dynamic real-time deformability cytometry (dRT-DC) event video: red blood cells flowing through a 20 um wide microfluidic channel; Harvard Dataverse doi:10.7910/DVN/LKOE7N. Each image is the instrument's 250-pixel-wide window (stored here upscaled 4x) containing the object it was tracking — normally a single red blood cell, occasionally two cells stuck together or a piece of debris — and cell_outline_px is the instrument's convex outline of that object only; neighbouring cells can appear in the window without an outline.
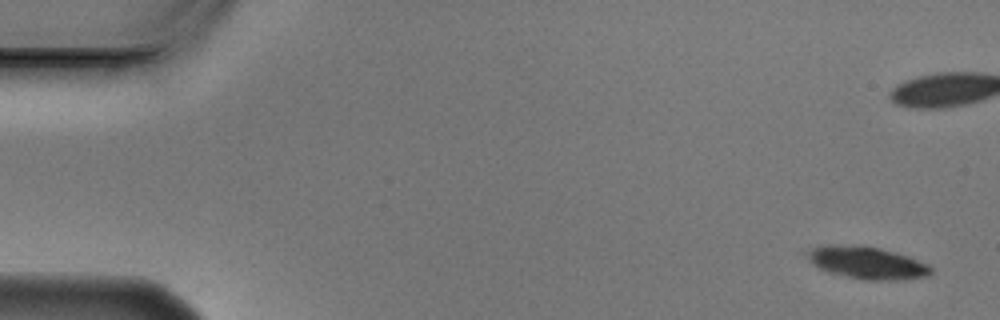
{"species": "Egyptian fruit bat (a non-hibernating species)", "species_latin": "Rousettus aegyptiacus", "temperature_condition": "cold", "stored_images_in_passage": 10, "camera_frame_rate_fps": 3000, "um_per_image_px": 0.085, "animal": {"sex": "male"}, "frame": {"image": 1, "passage_image": 1, "time_ms": 0.0, "image_size_px": [1000, 320], "cell_outline_px": [[932, 272], [928, 276], [896, 280], [868, 280], [828, 272], [820, 268], [800, 252], [812, 248], [828, 244], [864, 244], [896, 252], [908, 256], [928, 264], [932, 268]], "centroid_in_image_um": [73.66, 22.3], "position_along_channel_um": 11.3, "area_um2": 23.58}}
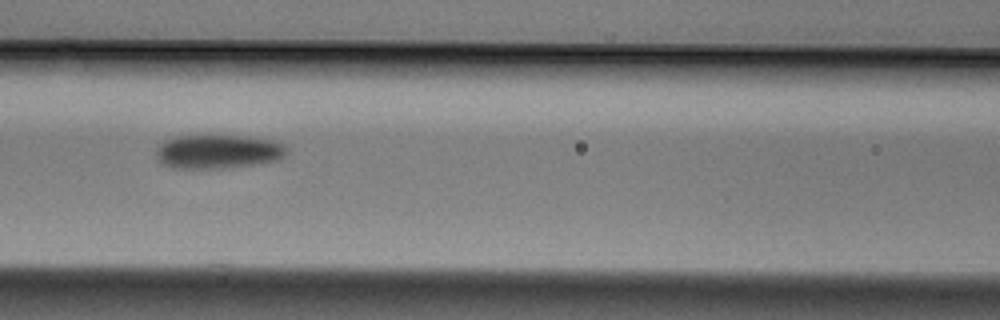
{"frame": {"image": 2, "passage_image": 7, "time_ms": 2.0, "image_size_px": [1000, 320], "cell_outline_px": [[288, 148], [284, 156], [276, 160], [260, 164], [224, 168], [172, 168], [156, 160], [156, 148], [164, 140], [176, 136], [248, 136], [272, 140]], "centroid_in_image_um": [18.5, 12.89], "position_along_channel_um": 148.1, "area_um2": 25.89}}
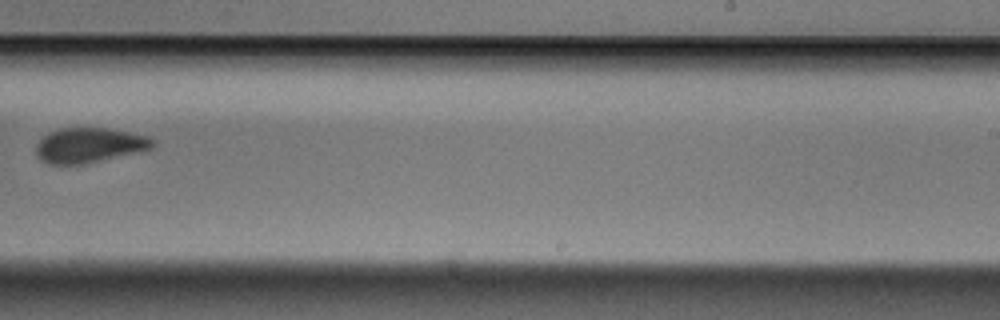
{"frame": {"image": 3, "passage_image": 10, "time_ms": 3.0, "image_size_px": [1000, 320], "cell_outline_px": [[156, 144], [152, 148], [136, 152], [84, 164], [48, 164], [40, 160], [36, 156], [36, 144], [48, 132], [60, 128], [108, 128], [148, 136]], "centroid_in_image_um": [7.54, 12.34], "position_along_channel_um": 281.5, "area_um2": 23.64}}